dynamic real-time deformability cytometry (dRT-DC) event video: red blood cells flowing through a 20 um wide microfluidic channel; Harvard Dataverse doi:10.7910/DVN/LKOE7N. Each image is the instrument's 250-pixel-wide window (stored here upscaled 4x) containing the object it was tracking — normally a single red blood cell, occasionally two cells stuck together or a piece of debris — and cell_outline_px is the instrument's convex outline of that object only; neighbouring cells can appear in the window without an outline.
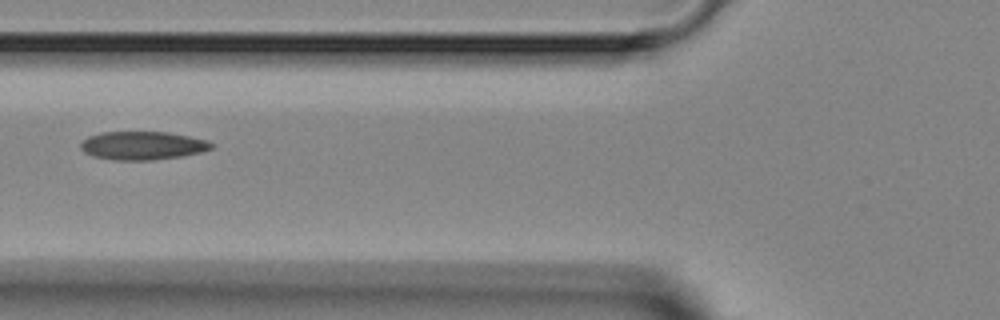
{"species": "Egyptian fruit bat (a non-hibernating species)", "species_latin": "Rousettus aegyptiacus", "temperature_condition": "room temperature", "stored_images_in_passage": 6, "camera_frame_rate_fps": 3000, "um_per_image_px": 0.085, "animal": {"sex": "female"}, "frame": {"image": 1, "passage_image": 5, "time_ms": 5.667, "image_size_px": [1000, 320], "cell_outline_px": [[216, 144], [212, 148], [200, 152], [184, 156], [152, 160], [116, 160], [92, 156], [84, 152], [80, 148], [80, 144], [88, 136], [100, 132], [168, 132], [208, 140]], "centroid_in_image_um": [12.13, 12.37], "position_along_channel_um": 113.7, "area_um2": 21.73}}
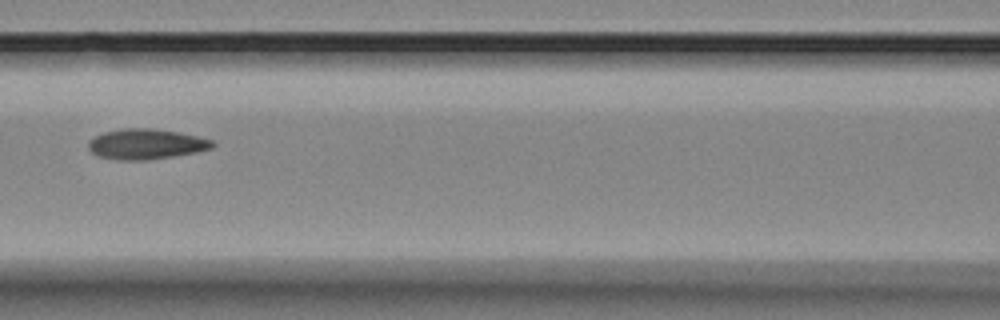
{"frame": {"image": 2, "passage_image": 6, "time_ms": 6.667, "image_size_px": [1000, 320], "cell_outline_px": [[216, 144], [212, 148], [196, 152], [148, 160], [120, 160], [96, 156], [88, 148], [88, 140], [104, 132], [124, 128], [152, 128], [176, 132], [216, 140]], "centroid_in_image_um": [12.42, 12.25], "position_along_channel_um": 154.2, "area_um2": 21.96}}